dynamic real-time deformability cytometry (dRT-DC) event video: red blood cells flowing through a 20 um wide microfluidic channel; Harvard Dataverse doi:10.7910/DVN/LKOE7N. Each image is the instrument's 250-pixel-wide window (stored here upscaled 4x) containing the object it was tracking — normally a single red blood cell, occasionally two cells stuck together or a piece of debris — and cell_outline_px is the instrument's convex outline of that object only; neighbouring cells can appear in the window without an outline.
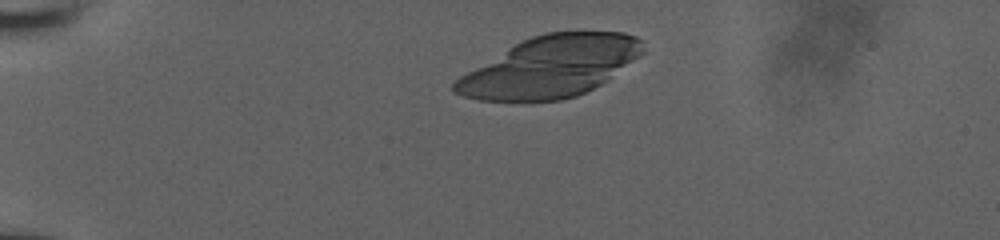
{"species": "human", "species_latin": "Homo sapiens", "temperature_condition": "room temperature", "stored_images_in_passage": 23, "camera_frame_rate_fps": 3000, "um_per_image_px": 0.085, "donor": {"sex": "male"}, "frame": {"image": 1, "passage_image": 4, "time_ms": 1.333, "image_size_px": [1000, 240], "cell_outline_px": [[644, 52], [640, 56], [608, 80], [576, 96], [560, 100], [480, 100], [464, 96], [452, 92], [452, 84], [460, 76], [516, 44], [532, 36], [548, 32], [624, 32], [636, 36], [644, 40]], "centroid_in_image_um": [46.84, 5.66], "position_along_channel_um": 38.2, "area_um2": 66.07}}
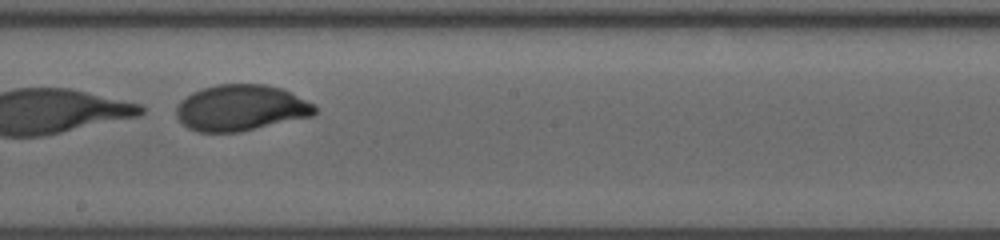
{"frame": {"image": 2, "passage_image": 20, "time_ms": 8.0, "image_size_px": [1000, 240], "cell_outline_px": [[316, 112], [312, 116], [240, 132], [200, 132], [188, 128], [176, 116], [176, 108], [180, 100], [192, 92], [200, 88], [216, 84], [264, 84], [280, 88], [316, 104]], "centroid_in_image_um": [20.46, 9.16], "position_along_channel_um": 227.7, "area_um2": 37.28}}